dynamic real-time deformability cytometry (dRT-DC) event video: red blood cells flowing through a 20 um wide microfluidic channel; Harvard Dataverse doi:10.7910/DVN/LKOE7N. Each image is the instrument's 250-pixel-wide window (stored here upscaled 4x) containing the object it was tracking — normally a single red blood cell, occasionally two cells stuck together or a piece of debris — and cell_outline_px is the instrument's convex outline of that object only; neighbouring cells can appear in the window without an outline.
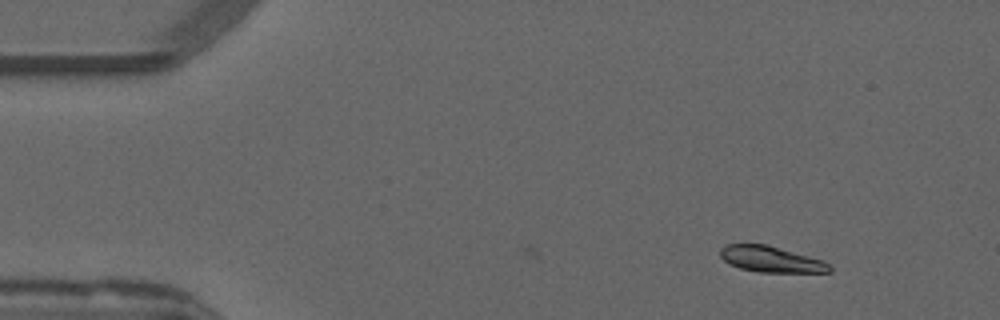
{"species": "common noctule bat (a hibernating species)", "species_latin": "Nyctalus noctula", "temperature_condition": "warm", "stored_images_in_passage": 8, "camera_frame_rate_fps": 3000, "um_per_image_px": 0.085, "animal": {"sex": "male", "forearm_length_mm": 52.5}, "frame": {"image": 1, "passage_image": 8, "time_ms": 2.333, "image_size_px": [1000, 320], "cell_outline_px": [[832, 272], [760, 272], [740, 268], [728, 264], [720, 256], [720, 248], [728, 244], [768, 244], [824, 260], [832, 268]], "centroid_in_image_um": [65.54, 22.03], "position_along_channel_um": 19.5, "area_um2": 16.65}}